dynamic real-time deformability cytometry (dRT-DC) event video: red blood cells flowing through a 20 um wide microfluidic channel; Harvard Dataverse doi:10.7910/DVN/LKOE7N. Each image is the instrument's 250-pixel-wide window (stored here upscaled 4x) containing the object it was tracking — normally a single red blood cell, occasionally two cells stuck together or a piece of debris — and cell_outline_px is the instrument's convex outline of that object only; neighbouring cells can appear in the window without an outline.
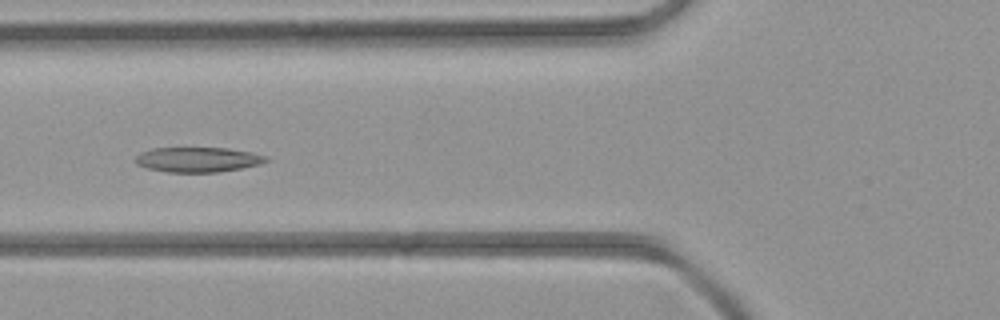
{"species": "common noctule bat (a hibernating species)", "species_latin": "Nyctalus noctula", "temperature_condition": "room temperature", "stored_images_in_passage": 4, "camera_frame_rate_fps": 3000, "um_per_image_px": 0.085, "animal": {"sex": "female", "body_mass_g": 21.9}, "frame": {"image": 1, "passage_image": 4, "time_ms": 4.333, "image_size_px": [1000, 320], "cell_outline_px": [[272, 160], [260, 164], [220, 172], [168, 172], [148, 168], [136, 164], [136, 156], [140, 152], [152, 148], [228, 148], [252, 152], [268, 156]], "centroid_in_image_um": [16.86, 13.56], "position_along_channel_um": 108.9, "area_um2": 19.07}}